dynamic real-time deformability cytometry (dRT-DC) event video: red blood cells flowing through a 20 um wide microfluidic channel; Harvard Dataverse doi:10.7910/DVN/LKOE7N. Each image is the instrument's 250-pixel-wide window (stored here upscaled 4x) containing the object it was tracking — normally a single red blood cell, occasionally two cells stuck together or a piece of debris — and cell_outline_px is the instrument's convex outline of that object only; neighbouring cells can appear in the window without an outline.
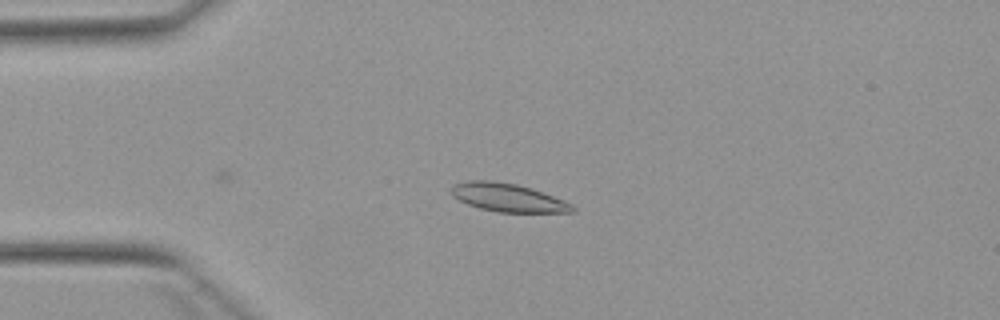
{"species": "Egyptian fruit bat (a non-hibernating species)", "species_latin": "Rousettus aegyptiacus", "temperature_condition": "warm", "stored_images_in_passage": 5, "camera_frame_rate_fps": 3000, "um_per_image_px": 0.085, "animal": {"sex": "female"}, "frame": {"image": 1, "passage_image": 5, "time_ms": 5.667, "image_size_px": [1000, 320], "cell_outline_px": [[576, 208], [572, 212], [496, 212], [480, 208], [468, 204], [452, 196], [452, 184], [468, 180], [492, 180], [516, 184], [564, 200], [572, 204]], "centroid_in_image_um": [43.13, 16.79], "position_along_channel_um": 41.9, "area_um2": 19.71}}